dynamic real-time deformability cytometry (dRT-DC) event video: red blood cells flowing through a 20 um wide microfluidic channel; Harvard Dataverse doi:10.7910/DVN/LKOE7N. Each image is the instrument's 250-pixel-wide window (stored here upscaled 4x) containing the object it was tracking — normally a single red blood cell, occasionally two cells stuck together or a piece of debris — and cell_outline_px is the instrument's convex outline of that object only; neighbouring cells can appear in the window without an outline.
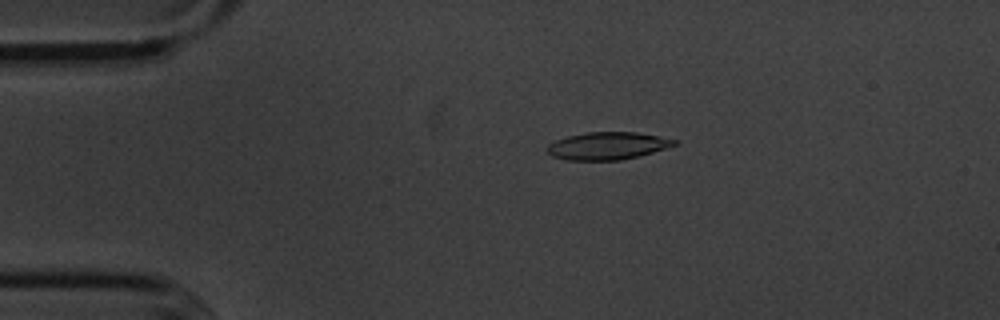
{"species": "common noctule bat (a hibernating species)", "species_latin": "Nyctalus noctula", "temperature_condition": "cold", "stored_images_in_passage": 55, "camera_frame_rate_fps": 3000, "um_per_image_px": 0.085, "animal": {"sex": "male", "body_mass_g": 20.1, "forearm_length_mm": 53.5}, "frame": {"image": 1, "passage_image": 11, "time_ms": 3.333, "image_size_px": [1000, 320], "cell_outline_px": [[676, 144], [652, 152], [620, 160], [568, 160], [552, 156], [544, 148], [548, 144], [556, 140], [568, 136], [588, 132], [636, 132], [660, 136], [676, 140]], "centroid_in_image_um": [51.58, 12.39], "position_along_channel_um": 33.4, "area_um2": 20.17}}
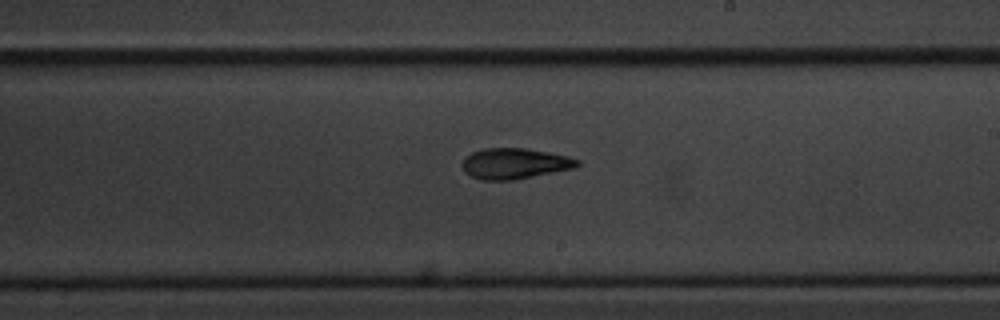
{"frame": {"image": 2, "passage_image": 32, "time_ms": 10.333, "image_size_px": [1000, 320], "cell_outline_px": [[580, 164], [576, 168], [516, 180], [480, 180], [464, 172], [460, 164], [472, 152], [484, 148], [524, 148], [548, 152], [568, 156], [580, 160]], "centroid_in_image_um": [43.77, 13.91], "position_along_channel_um": 245.2, "area_um2": 20.81}}
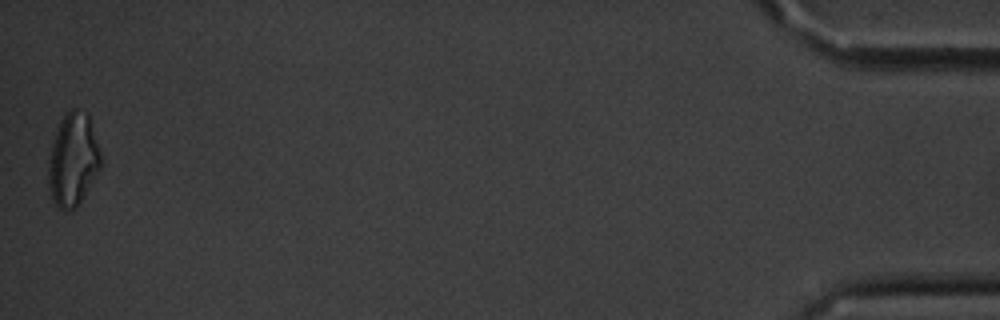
{"frame": {"image": 3, "passage_image": 55, "time_ms": 18.0, "image_size_px": [1000, 320], "cell_outline_px": [[100, 168], [80, 204], [76, 208], [68, 212], [64, 212], [52, 200], [48, 184], [48, 160], [52, 144], [60, 120], [64, 112], [72, 108], [76, 108], [88, 112], [100, 152]], "centroid_in_image_um": [6.19, 13.58], "position_along_channel_um": 429.0, "area_um2": 28.67}, "authors_computed_cell_mechanics": {"area_um2": 20.5768, "velocity_mm_per_s": 3.5975, "shape_relaxation_time_tau1_ms": 4.6238, "shape_relaxation_time_tau2_ms": 3.2959, "deformation_change_tau1": 0.1574, "deformation_change_tau2": 0.1159}}